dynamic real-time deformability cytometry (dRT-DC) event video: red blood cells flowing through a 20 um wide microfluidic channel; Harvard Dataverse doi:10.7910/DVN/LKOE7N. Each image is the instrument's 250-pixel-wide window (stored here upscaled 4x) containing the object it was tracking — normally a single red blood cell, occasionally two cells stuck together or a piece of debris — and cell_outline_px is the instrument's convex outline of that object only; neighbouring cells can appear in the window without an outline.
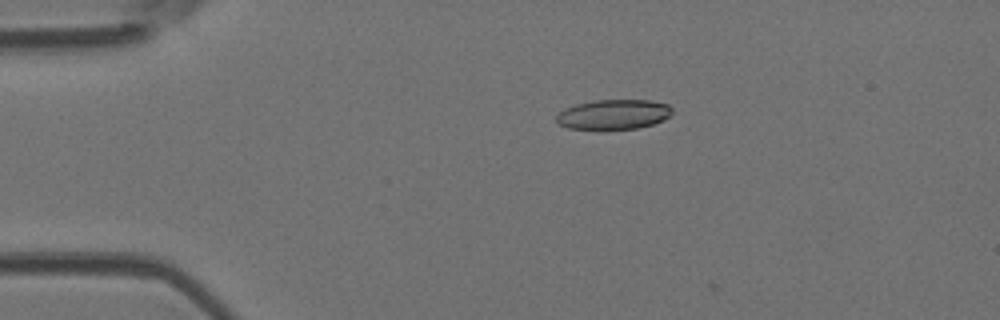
{"species": "Egyptian fruit bat (a non-hibernating species)", "species_latin": "Rousettus aegyptiacus", "temperature_condition": "room temperature", "stored_images_in_passage": 5, "camera_frame_rate_fps": 3000, "um_per_image_px": 0.085, "animal": {"sex": "female"}, "frame": {"image": 1, "passage_image": 2, "time_ms": 0.333, "image_size_px": [1000, 320], "cell_outline_px": [[672, 112], [664, 120], [652, 124], [636, 128], [568, 128], [560, 124], [556, 120], [556, 116], [560, 112], [576, 104], [592, 100], [652, 100], [668, 104], [672, 108]], "centroid_in_image_um": [52.19, 9.7], "position_along_channel_um": 32.8, "area_um2": 19.77}}